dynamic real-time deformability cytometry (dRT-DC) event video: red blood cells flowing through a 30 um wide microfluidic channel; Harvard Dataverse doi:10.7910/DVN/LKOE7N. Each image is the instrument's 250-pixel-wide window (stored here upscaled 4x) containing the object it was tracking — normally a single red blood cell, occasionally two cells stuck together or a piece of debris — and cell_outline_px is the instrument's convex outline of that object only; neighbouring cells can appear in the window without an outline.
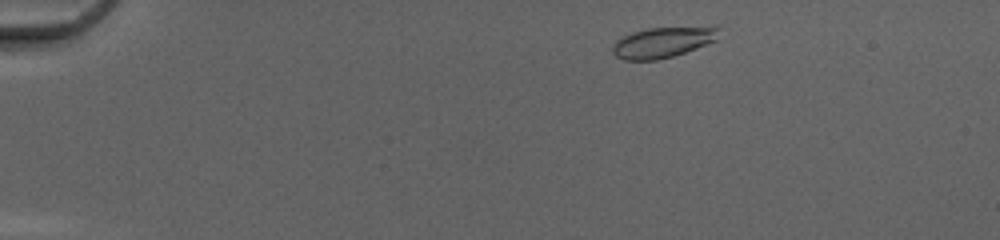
{"species": "common noctule bat (a hibernating species)", "species_latin": "Nyctalus noctula", "temperature_condition": "cold", "stored_images_in_passage": 45, "camera_frame_rate_fps": 3000, "um_per_image_px": 0.085, "animal": {"sex": "female", "body_mass_g": 20.0, "forearm_length_mm": 54.0}, "frame": {"image": 1, "passage_image": 3, "time_ms": 0.667, "image_size_px": [1000, 240], "cell_outline_px": [[720, 28], [716, 40], [696, 48], [672, 56], [656, 60], [624, 60], [616, 56], [612, 52], [612, 48], [616, 40], [632, 32], [648, 28], [716, 24]], "centroid_in_image_um": [56.41, 3.55], "position_along_channel_um": 28.6, "area_um2": 19.42}}
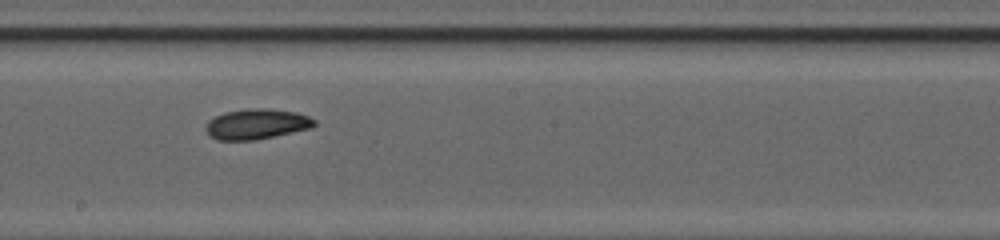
{"frame": {"image": 2, "passage_image": 24, "time_ms": 7.667, "image_size_px": [1000, 240], "cell_outline_px": [[316, 124], [312, 128], [256, 140], [216, 140], [208, 136], [204, 128], [208, 120], [224, 112], [248, 108], [264, 108], [296, 112], [308, 116], [316, 120]], "centroid_in_image_um": [21.78, 10.55], "position_along_channel_um": 226.4, "area_um2": 19.42}}
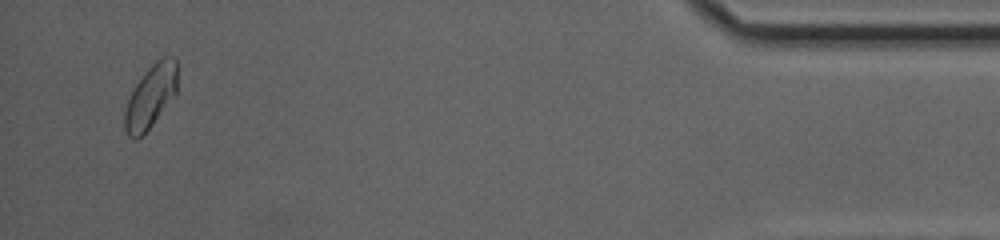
{"frame": {"image": 3, "passage_image": 43, "time_ms": 14.0, "image_size_px": [1000, 240], "cell_outline_px": [[176, 92], [152, 124], [136, 140], [132, 140], [128, 136], [124, 128], [124, 112], [128, 100], [136, 84], [148, 68], [156, 60], [164, 56], [176, 56]], "centroid_in_image_um": [12.78, 8.19], "position_along_channel_um": 422.4, "area_um2": 18.96}, "authors_computed_cell_mechanics": {"area_um2": 19.1896, "velocity_mm_per_s": 4.1557, "shape_relaxation_time_tau1_ms": 3.9728, "shape_relaxation_time_tau2_ms": 8.4046, "deformation_change_tau1": 0.0945, "deformation_change_tau2": 0.1032}}